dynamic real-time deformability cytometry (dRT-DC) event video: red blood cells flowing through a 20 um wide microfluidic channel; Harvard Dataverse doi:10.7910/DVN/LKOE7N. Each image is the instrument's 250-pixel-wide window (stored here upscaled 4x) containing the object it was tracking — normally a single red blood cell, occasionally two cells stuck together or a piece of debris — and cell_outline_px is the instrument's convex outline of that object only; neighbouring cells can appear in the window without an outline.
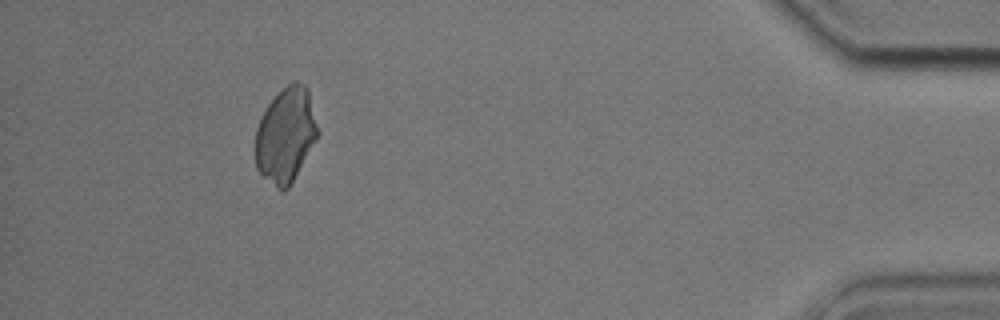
{"species": "common noctule bat (a hibernating species)", "species_latin": "Nyctalus noctula", "temperature_condition": "cold", "stored_images_in_passage": 38, "camera_frame_rate_fps": 3000, "um_per_image_px": 0.085, "animal": {"sex": "male", "body_mass_g": 17.9, "forearm_length_mm": 54.2}, "frame": {"image": 1, "passage_image": 34, "time_ms": 11.0, "image_size_px": [1000, 320], "cell_outline_px": [[320, 132], [288, 188], [284, 192], [264, 176], [256, 168], [256, 128], [268, 104], [292, 80], [296, 80], [304, 84], [308, 88]], "centroid_in_image_um": [24.31, 11.44], "position_along_channel_um": 410.9, "area_um2": 33.93}}